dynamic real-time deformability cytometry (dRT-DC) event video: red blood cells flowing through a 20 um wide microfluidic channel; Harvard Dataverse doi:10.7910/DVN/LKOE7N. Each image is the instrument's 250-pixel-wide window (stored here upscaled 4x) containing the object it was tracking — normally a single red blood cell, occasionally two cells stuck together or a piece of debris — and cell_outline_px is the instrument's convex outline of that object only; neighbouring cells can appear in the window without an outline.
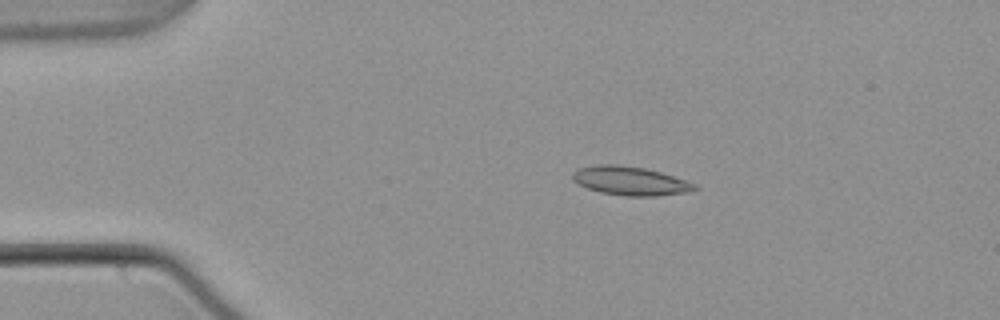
{"species": "common noctule bat (a hibernating species)", "species_latin": "Nyctalus noctula", "temperature_condition": "warm", "stored_images_in_passage": 54, "camera_frame_rate_fps": 3000, "um_per_image_px": 0.085, "animal": {"sex": "male", "body_mass_g": 21.5, "forearm_length_mm": 52.0}, "frame": {"image": 1, "passage_image": 10, "time_ms": 3.0, "image_size_px": [1000, 320], "cell_outline_px": [[700, 188], [688, 192], [656, 196], [628, 196], [600, 192], [588, 188], [572, 180], [572, 172], [580, 168], [596, 164], [616, 164], [644, 168], [660, 172], [696, 184]], "centroid_in_image_um": [53.57, 15.37], "position_along_channel_um": 31.4, "area_um2": 20.35}}
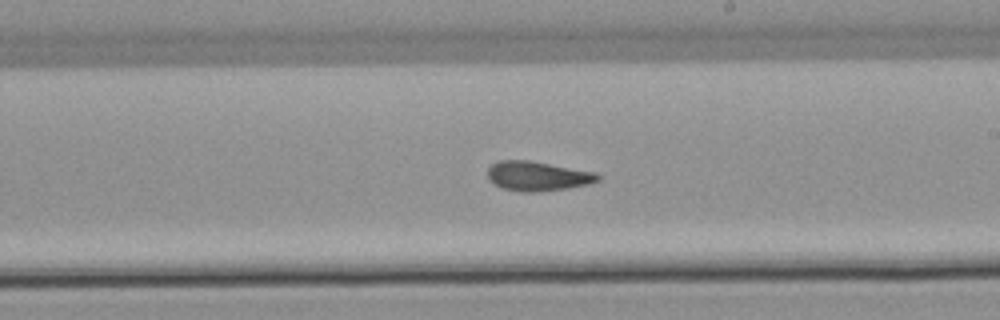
{"frame": {"image": 2, "passage_image": 31, "time_ms": 10.0, "image_size_px": [1000, 320], "cell_outline_px": [[600, 180], [588, 184], [568, 188], [540, 192], [524, 192], [504, 188], [488, 180], [488, 168], [492, 164], [500, 160], [528, 160], [596, 172], [600, 176]], "centroid_in_image_um": [45.71, 14.97], "position_along_channel_um": 243.3, "area_um2": 18.9}}
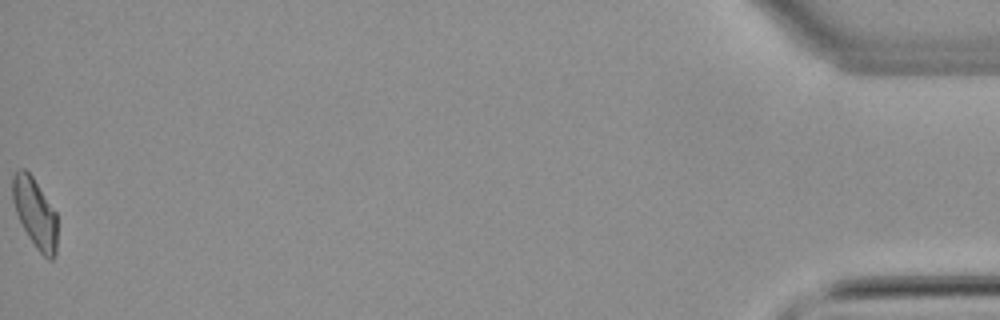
{"frame": {"image": 3, "passage_image": 54, "time_ms": 17.667, "image_size_px": [1000, 320], "cell_outline_px": [[56, 252], [52, 260], [48, 260], [36, 248], [28, 236], [16, 212], [12, 200], [12, 172], [16, 168], [24, 168], [32, 176], [56, 212]], "centroid_in_image_um": [2.95, 18.06], "position_along_channel_um": 432.3, "area_um2": 18.09}, "authors_computed_cell_mechanics": {"area_um2": 18.8428, "velocity_mm_per_s": 3.7954, "shape_relaxation_time_tau1_ms": null, "shape_relaxation_time_tau2_ms": 1.8916, "deformation_change_tau1": null, "deformation_change_tau2": 0.0779}}